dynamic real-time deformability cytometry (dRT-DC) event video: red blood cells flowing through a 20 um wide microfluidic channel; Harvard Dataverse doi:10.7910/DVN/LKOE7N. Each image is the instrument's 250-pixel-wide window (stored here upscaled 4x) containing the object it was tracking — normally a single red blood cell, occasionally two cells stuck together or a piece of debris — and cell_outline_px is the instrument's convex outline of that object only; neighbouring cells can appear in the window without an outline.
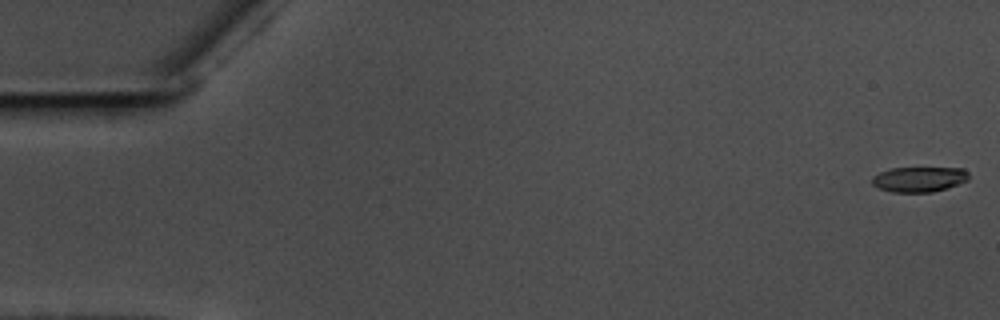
{"species": "common noctule bat (a hibernating species)", "species_latin": "Nyctalus noctula", "temperature_condition": "warm", "stored_images_in_passage": 58, "camera_frame_rate_fps": 3000, "um_per_image_px": 0.085, "animal": {"sex": "male", "body_mass_g": 17.5, "forearm_length_mm": 52.3}, "frame": {"image": 1, "passage_image": 1, "time_ms": 0.0, "image_size_px": [1000, 320], "cell_outline_px": [[968, 180], [948, 188], [932, 192], [892, 192], [880, 188], [872, 184], [872, 176], [880, 172], [892, 168], [964, 168], [968, 172]], "centroid_in_image_um": [78.14, 15.24], "position_along_channel_um": 6.9, "area_um2": 14.16}}
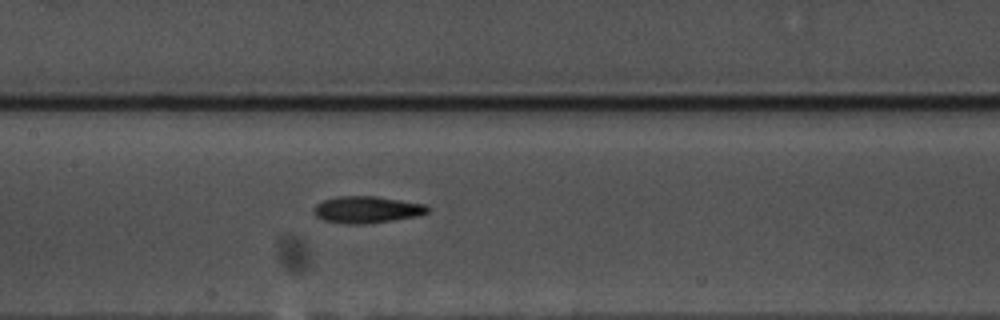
{"frame": {"image": 2, "passage_image": 28, "time_ms": 9.0, "image_size_px": [1000, 320], "cell_outline_px": [[428, 212], [416, 216], [368, 224], [348, 224], [324, 220], [316, 216], [316, 204], [324, 200], [336, 196], [376, 196], [424, 204], [428, 208]], "centroid_in_image_um": [31.18, 17.81], "position_along_channel_um": 176.2, "area_um2": 17.51}}
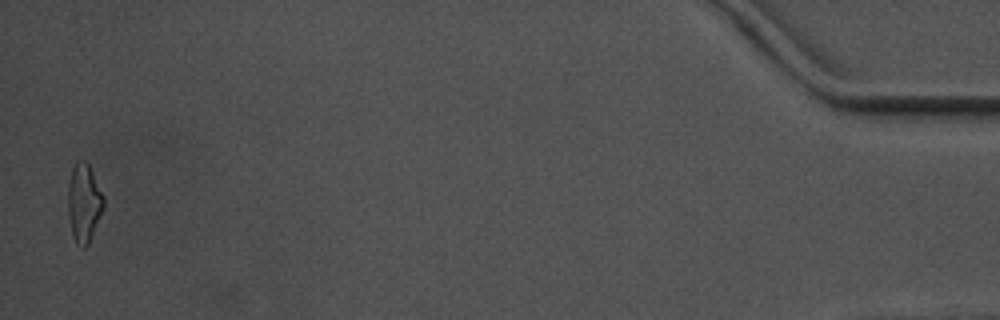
{"frame": {"image": 3, "passage_image": 57, "time_ms": 18.667, "image_size_px": [1000, 320], "cell_outline_px": [[104, 208], [88, 244], [84, 248], [76, 244], [72, 236], [68, 216], [68, 184], [72, 168], [76, 160], [84, 160], [88, 164], [104, 196]], "centroid_in_image_um": [7.12, 17.25], "position_along_channel_um": 428.1, "area_um2": 16.36}, "authors_computed_cell_mechanics": {"area_um2": 16.5019, "velocity_mm_per_s": 3.5846, "shape_relaxation_time_tau1_ms": 6.3621, "shape_relaxation_time_tau2_ms": 3.2828, "deformation_change_tau1": 0.1829, "deformation_change_tau2": 0.118}}